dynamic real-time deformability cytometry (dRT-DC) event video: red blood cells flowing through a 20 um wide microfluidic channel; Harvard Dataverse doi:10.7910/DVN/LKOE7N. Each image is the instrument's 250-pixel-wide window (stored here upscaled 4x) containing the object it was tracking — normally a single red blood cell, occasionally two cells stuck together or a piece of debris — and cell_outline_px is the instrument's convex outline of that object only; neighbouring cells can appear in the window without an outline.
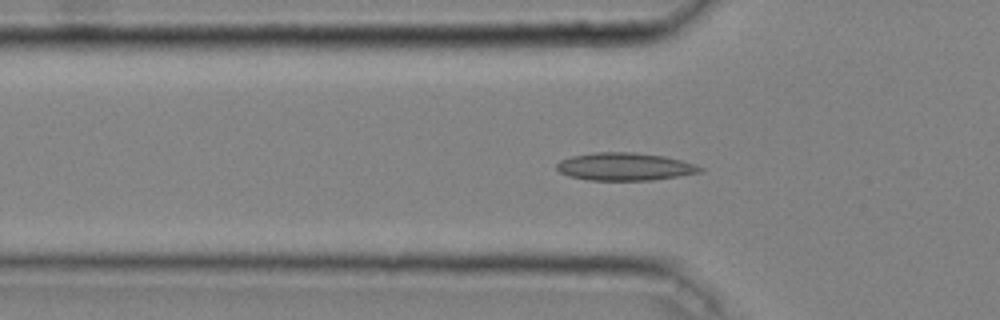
{"species": "common noctule bat (a hibernating species)", "species_latin": "Nyctalus noctula", "temperature_condition": "cold", "stored_images_in_passage": 45, "camera_frame_rate_fps": 3000, "um_per_image_px": 0.085, "animal": {"sex": "male", "body_mass_g": 20.4}, "frame": {"image": 1, "passage_image": 13, "time_ms": 4.0, "image_size_px": [1000, 320], "cell_outline_px": [[704, 172], [652, 180], [588, 180], [568, 176], [560, 172], [556, 168], [556, 164], [560, 160], [572, 156], [592, 152], [636, 152], [664, 156], [680, 160], [704, 168]], "centroid_in_image_um": [53.08, 14.16], "position_along_channel_um": 72.7, "area_um2": 23.24}}
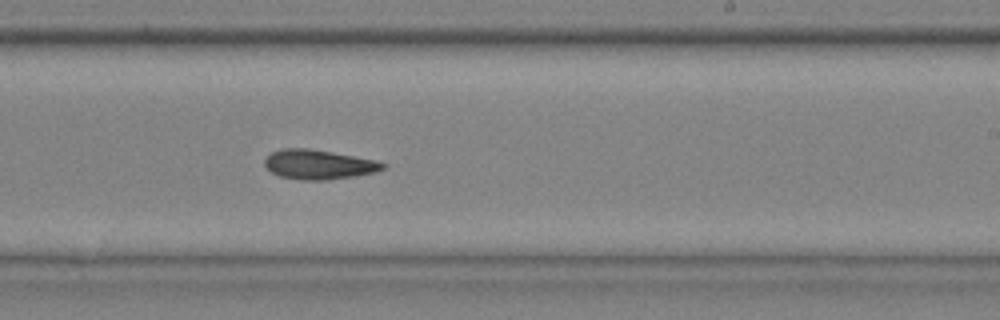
{"frame": {"image": 2, "passage_image": 27, "time_ms": 8.667, "image_size_px": [1000, 320], "cell_outline_px": [[388, 168], [376, 172], [352, 176], [324, 180], [304, 180], [280, 176], [272, 172], [264, 164], [264, 160], [272, 152], [280, 148], [308, 148], [332, 152], [376, 160], [388, 164]], "centroid_in_image_um": [27.12, 13.97], "position_along_channel_um": 261.9, "area_um2": 20.29}}
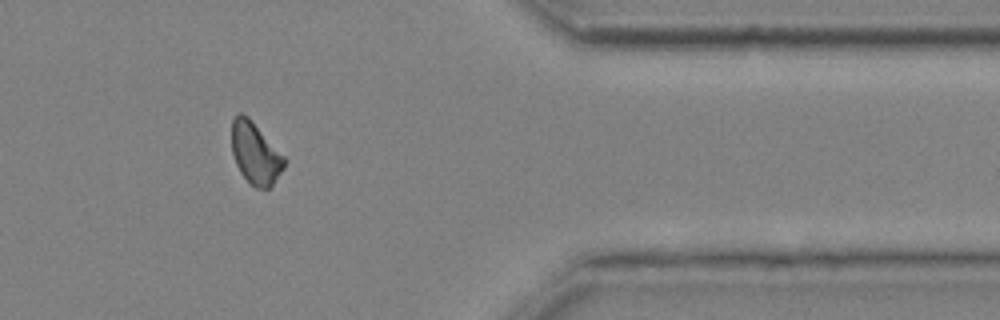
{"frame": {"image": 3, "passage_image": 38, "time_ms": 12.333, "image_size_px": [1000, 320], "cell_outline_px": [[284, 168], [272, 184], [268, 188], [256, 188], [240, 172], [236, 164], [232, 152], [232, 120], [236, 112], [240, 112], [248, 116], [284, 156]], "centroid_in_image_um": [21.68, 12.99], "position_along_channel_um": 389.7, "area_um2": 18.61}}